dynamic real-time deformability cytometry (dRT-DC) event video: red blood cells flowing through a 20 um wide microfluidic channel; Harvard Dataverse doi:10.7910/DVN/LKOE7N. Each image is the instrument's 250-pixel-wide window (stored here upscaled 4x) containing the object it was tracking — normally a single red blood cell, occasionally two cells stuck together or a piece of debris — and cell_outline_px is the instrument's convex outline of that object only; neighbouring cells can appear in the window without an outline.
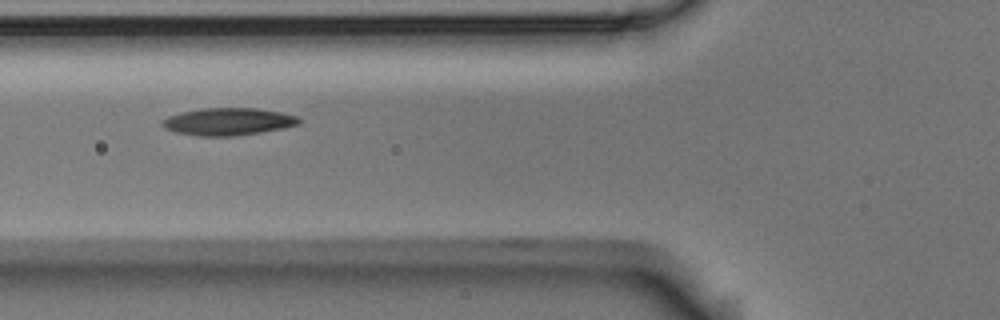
{"species": "Egyptian fruit bat (a non-hibernating species)", "species_latin": "Rousettus aegyptiacus", "temperature_condition": "room temperature", "stored_images_in_passage": 10, "camera_frame_rate_fps": 3000, "um_per_image_px": 0.085, "animal": {"sex": "male"}, "frame": {"image": 1, "passage_image": 5, "time_ms": 1.333, "image_size_px": [1000, 320], "cell_outline_px": [[300, 124], [284, 128], [260, 132], [232, 136], [200, 136], [176, 132], [164, 128], [160, 124], [168, 116], [180, 112], [204, 108], [256, 108], [280, 112], [296, 116], [300, 120]], "centroid_in_image_um": [19.38, 10.33], "position_along_channel_um": 106.4, "area_um2": 21.68}}
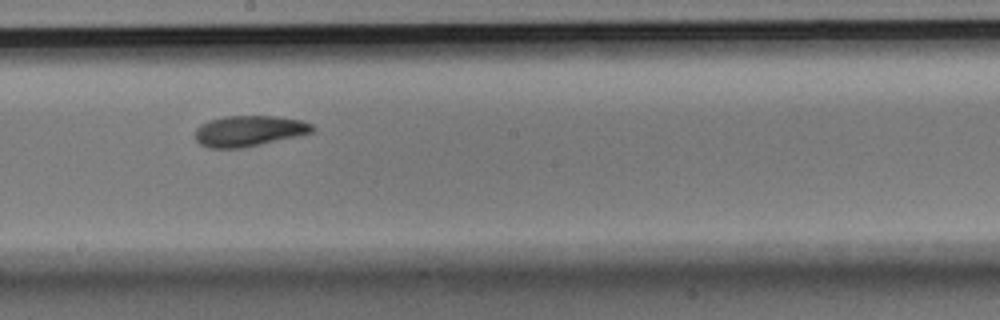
{"frame": {"image": 2, "passage_image": 8, "time_ms": 2.333, "image_size_px": [1000, 320], "cell_outline_px": [[316, 128], [312, 132], [296, 136], [260, 144], [240, 148], [208, 148], [200, 144], [196, 140], [196, 128], [200, 124], [208, 120], [224, 116], [272, 116], [304, 120], [312, 124]], "centroid_in_image_um": [21.15, 11.12], "position_along_channel_um": 227.1, "area_um2": 20.98}}
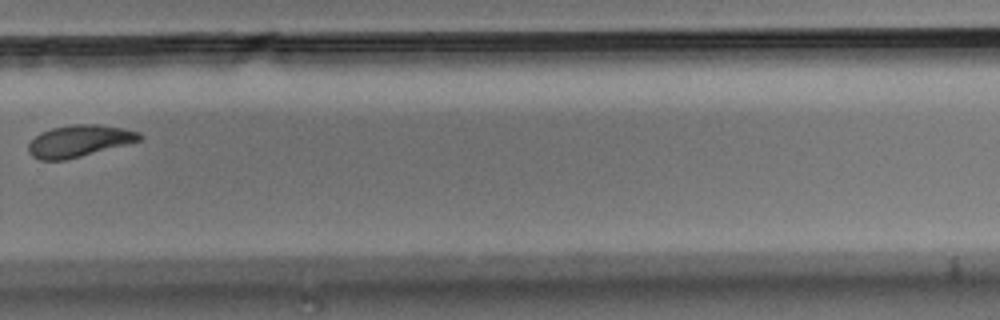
{"frame": {"image": 3, "passage_image": 10, "time_ms": 3.0, "image_size_px": [1000, 320], "cell_outline_px": [[144, 136], [140, 140], [128, 144], [64, 160], [40, 160], [32, 156], [28, 152], [28, 144], [40, 132], [52, 128], [72, 124], [96, 124], [124, 128], [140, 132]], "centroid_in_image_um": [6.74, 11.97], "position_along_channel_um": 323.1, "area_um2": 20.58}}